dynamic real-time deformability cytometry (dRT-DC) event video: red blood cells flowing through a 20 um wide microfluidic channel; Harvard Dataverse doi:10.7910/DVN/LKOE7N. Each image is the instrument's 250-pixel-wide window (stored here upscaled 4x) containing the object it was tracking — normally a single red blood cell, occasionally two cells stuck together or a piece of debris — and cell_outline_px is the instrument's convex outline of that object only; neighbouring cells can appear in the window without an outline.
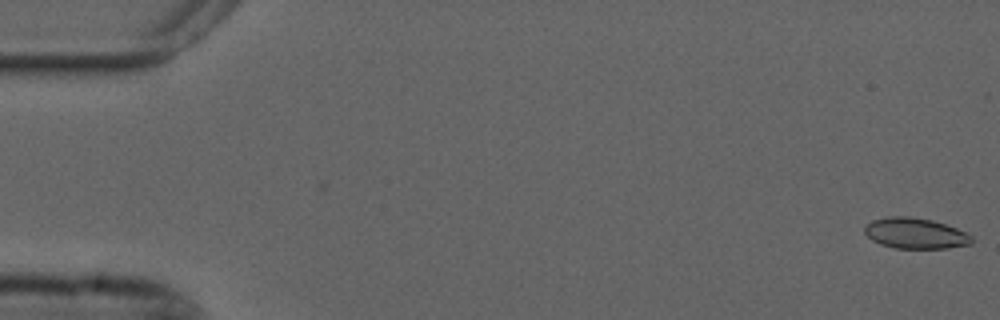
{"species": "common noctule bat (a hibernating species)", "species_latin": "Nyctalus noctula", "temperature_condition": "cold", "stored_images_in_passage": 2, "camera_frame_rate_fps": 3000, "um_per_image_px": 0.085, "animal": {"sex": "male", "forearm_length_mm": 52.5}, "frame": {"image": 1, "passage_image": 2, "time_ms": 0.333, "image_size_px": [1000, 320], "cell_outline_px": [[972, 244], [948, 248], [896, 248], [880, 244], [872, 240], [864, 232], [864, 228], [872, 220], [888, 216], [908, 216], [932, 220], [956, 228], [972, 236]], "centroid_in_image_um": [77.79, 19.83], "position_along_channel_um": 7.2, "area_um2": 19.07}}